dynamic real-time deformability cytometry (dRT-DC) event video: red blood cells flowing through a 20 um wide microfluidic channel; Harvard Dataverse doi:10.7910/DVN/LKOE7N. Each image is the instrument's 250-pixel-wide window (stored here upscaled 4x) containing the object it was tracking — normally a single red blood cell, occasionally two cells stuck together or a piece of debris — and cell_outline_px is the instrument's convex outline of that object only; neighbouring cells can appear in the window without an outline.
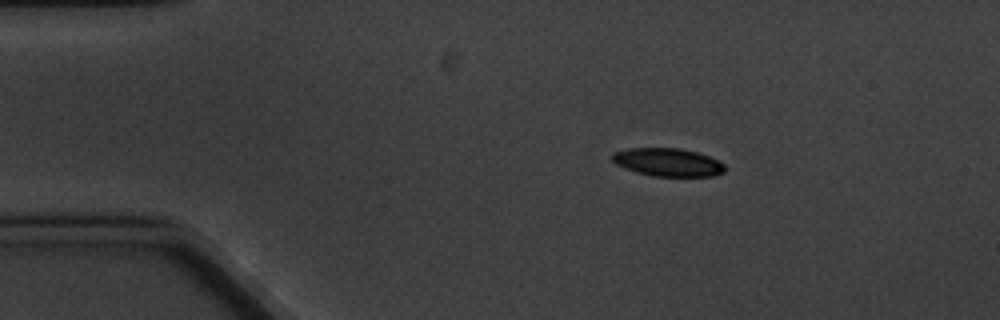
{"species": "common noctule bat (a hibernating species)", "species_latin": "Nyctalus noctula", "temperature_condition": "cold", "stored_images_in_passage": 3, "camera_frame_rate_fps": 3000, "um_per_image_px": 0.085, "animal": {"sex": "male", "body_mass_g": 20.1, "forearm_length_mm": 53.5}, "frame": {"image": 1, "passage_image": 1, "time_ms": 0.0, "image_size_px": [1000, 320], "cell_outline_px": [[724, 172], [712, 176], [652, 176], [636, 172], [624, 168], [616, 164], [612, 160], [612, 152], [628, 148], [680, 148], [696, 152], [708, 156], [724, 164]], "centroid_in_image_um": [56.72, 13.79], "position_along_channel_um": 28.3, "area_um2": 18.38}}